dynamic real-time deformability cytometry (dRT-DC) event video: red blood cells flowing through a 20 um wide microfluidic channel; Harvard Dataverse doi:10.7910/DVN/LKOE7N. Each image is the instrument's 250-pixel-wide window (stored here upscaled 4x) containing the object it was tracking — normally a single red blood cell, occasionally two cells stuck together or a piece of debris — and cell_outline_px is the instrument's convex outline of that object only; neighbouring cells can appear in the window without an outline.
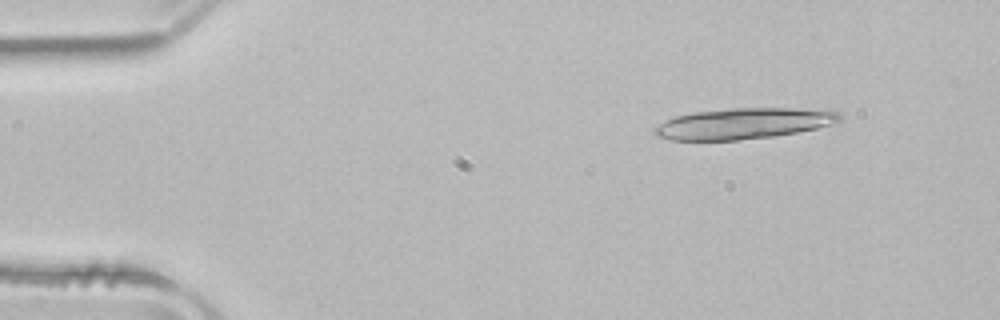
{"species": "common noctule bat (a hibernating species)", "species_latin": "Nyctalus noctula", "temperature_condition": "room temperature", "stored_images_in_passage": 17, "camera_frame_rate_fps": 3000, "um_per_image_px": 0.085, "animal": {"sex": "male", "body_mass_g": 21.5, "forearm_length_mm": 52.0}, "frame": {"image": 1, "passage_image": 6, "time_ms": 1.667, "image_size_px": [1000, 320], "cell_outline_px": [[844, 116], [840, 120], [816, 128], [796, 132], [772, 136], [740, 140], [672, 140], [656, 136], [652, 132], [652, 128], [664, 120], [676, 116], [692, 112], [728, 108], [824, 108], [840, 112]], "centroid_in_image_um": [63.19, 10.48], "position_along_channel_um": 21.8, "area_um2": 33.76}}